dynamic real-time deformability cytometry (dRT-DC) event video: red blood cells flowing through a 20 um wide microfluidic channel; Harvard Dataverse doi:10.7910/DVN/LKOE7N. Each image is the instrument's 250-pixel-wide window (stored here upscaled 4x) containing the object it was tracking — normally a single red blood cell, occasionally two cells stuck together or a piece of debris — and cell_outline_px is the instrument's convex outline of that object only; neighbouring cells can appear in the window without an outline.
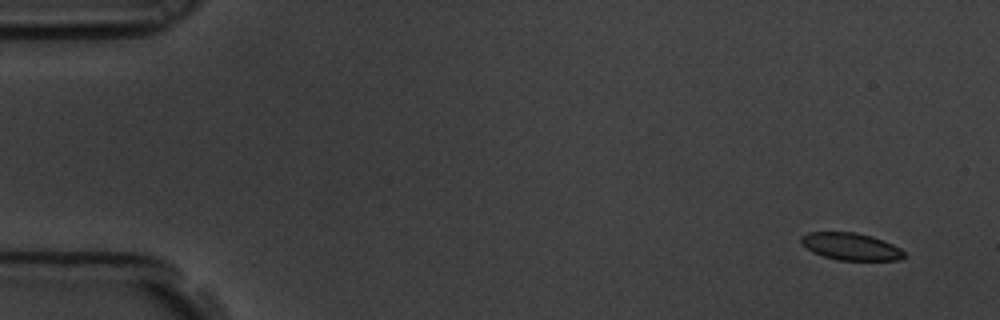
{"species": "common noctule bat (a hibernating species)", "species_latin": "Nyctalus noctula", "temperature_condition": "room temperature", "stored_images_in_passage": 6, "segment_of_instrument_passage": [1, 2], "camera_frame_rate_fps": 3000, "um_per_image_px": 0.085, "animal": {"sex": "male", "body_mass_g": 19.5, "forearm_length_mm": 54.6}, "frame": {"image": 1, "passage_image": 1, "time_ms": 0.0, "image_size_px": [1000, 320], "cell_outline_px": [[904, 256], [900, 260], [836, 260], [812, 252], [800, 244], [800, 236], [808, 232], [856, 232], [872, 236], [884, 240], [900, 248], [904, 252]], "centroid_in_image_um": [72.28, 20.94], "position_along_channel_um": 12.7, "area_um2": 16.47}}